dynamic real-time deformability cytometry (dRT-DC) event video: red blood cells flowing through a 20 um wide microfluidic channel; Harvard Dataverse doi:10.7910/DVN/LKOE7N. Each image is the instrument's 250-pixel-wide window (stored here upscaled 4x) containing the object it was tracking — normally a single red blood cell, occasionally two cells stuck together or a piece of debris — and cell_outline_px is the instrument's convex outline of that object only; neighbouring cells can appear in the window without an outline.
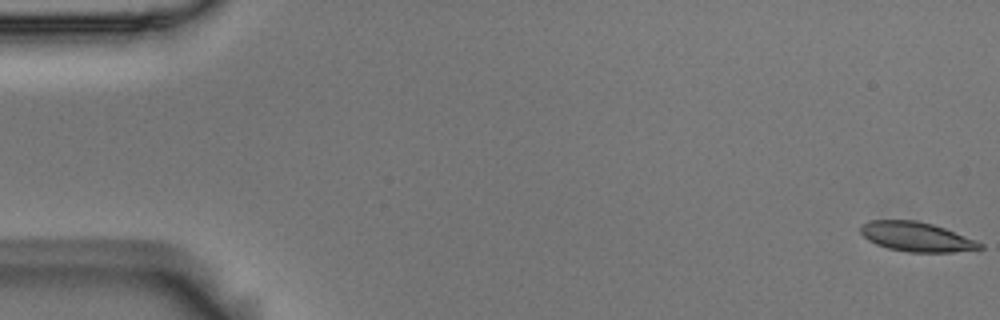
{"species": "Egyptian fruit bat (a non-hibernating species)", "species_latin": "Rousettus aegyptiacus", "temperature_condition": "room temperature", "stored_images_in_passage": 6, "camera_frame_rate_fps": 3000, "um_per_image_px": 0.085, "animal": {"sex": "male"}, "frame": {"image": 1, "passage_image": 1, "time_ms": 0.0, "image_size_px": [1000, 320], "cell_outline_px": [[984, 248], [952, 252], [908, 252], [888, 248], [876, 244], [868, 240], [860, 232], [860, 224], [868, 220], [916, 220], [932, 224], [944, 228], [976, 240], [984, 244]], "centroid_in_image_um": [77.88, 20.12], "position_along_channel_um": 7.1, "area_um2": 20.52}}
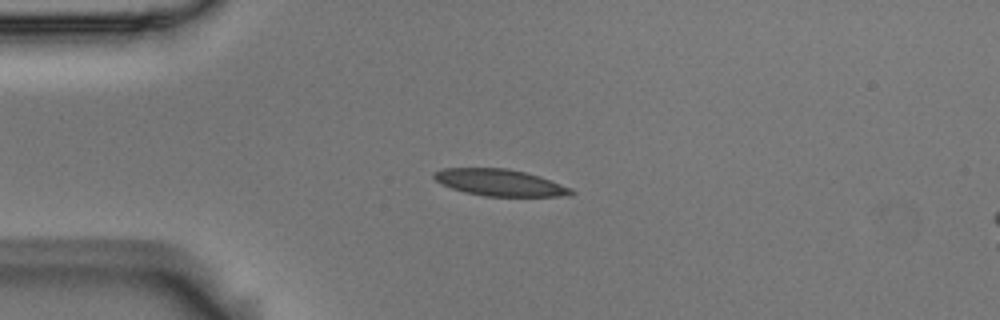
{"frame": {"image": 2, "passage_image": 4, "time_ms": 1.0, "image_size_px": [1000, 320], "cell_outline_px": [[576, 192], [572, 196], [484, 196], [464, 192], [452, 188], [436, 180], [432, 176], [432, 172], [440, 168], [508, 168], [540, 176], [572, 188]], "centroid_in_image_um": [42.5, 15.52], "position_along_channel_um": 42.5, "area_um2": 21.44}}
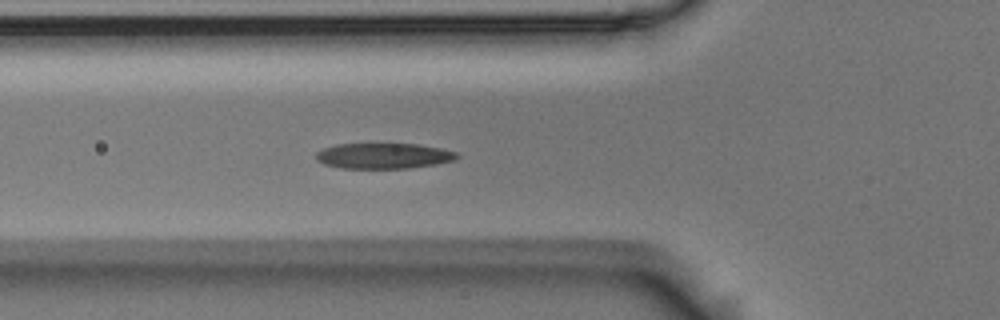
{"frame": {"image": 3, "passage_image": 6, "time_ms": 1.667, "image_size_px": [1000, 320], "cell_outline_px": [[460, 156], [456, 160], [436, 164], [408, 168], [340, 168], [324, 164], [316, 160], [316, 152], [324, 148], [336, 144], [416, 144], [440, 148], [456, 152]], "centroid_in_image_um": [32.6, 13.25], "position_along_channel_um": 93.2, "area_um2": 20.98}}